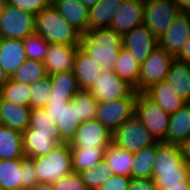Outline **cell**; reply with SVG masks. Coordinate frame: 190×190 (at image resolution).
<instances>
[{
	"label": "cell",
	"mask_w": 190,
	"mask_h": 190,
	"mask_svg": "<svg viewBox=\"0 0 190 190\" xmlns=\"http://www.w3.org/2000/svg\"><path fill=\"white\" fill-rule=\"evenodd\" d=\"M80 47L101 66L102 71L112 72L122 47V36L110 28L89 30L81 34Z\"/></svg>",
	"instance_id": "1"
},
{
	"label": "cell",
	"mask_w": 190,
	"mask_h": 190,
	"mask_svg": "<svg viewBox=\"0 0 190 190\" xmlns=\"http://www.w3.org/2000/svg\"><path fill=\"white\" fill-rule=\"evenodd\" d=\"M35 33L48 43L80 45L81 33L52 5L35 15Z\"/></svg>",
	"instance_id": "2"
},
{
	"label": "cell",
	"mask_w": 190,
	"mask_h": 190,
	"mask_svg": "<svg viewBox=\"0 0 190 190\" xmlns=\"http://www.w3.org/2000/svg\"><path fill=\"white\" fill-rule=\"evenodd\" d=\"M32 160L40 183L53 184L73 172L71 148L68 143L59 144L46 156Z\"/></svg>",
	"instance_id": "3"
},
{
	"label": "cell",
	"mask_w": 190,
	"mask_h": 190,
	"mask_svg": "<svg viewBox=\"0 0 190 190\" xmlns=\"http://www.w3.org/2000/svg\"><path fill=\"white\" fill-rule=\"evenodd\" d=\"M44 109L53 119L60 132L61 144H70L82 123L81 119L78 118L77 107H75L72 99L50 98Z\"/></svg>",
	"instance_id": "4"
},
{
	"label": "cell",
	"mask_w": 190,
	"mask_h": 190,
	"mask_svg": "<svg viewBox=\"0 0 190 190\" xmlns=\"http://www.w3.org/2000/svg\"><path fill=\"white\" fill-rule=\"evenodd\" d=\"M35 15L8 3L0 11V38L23 40L35 33Z\"/></svg>",
	"instance_id": "5"
},
{
	"label": "cell",
	"mask_w": 190,
	"mask_h": 190,
	"mask_svg": "<svg viewBox=\"0 0 190 190\" xmlns=\"http://www.w3.org/2000/svg\"><path fill=\"white\" fill-rule=\"evenodd\" d=\"M138 93L133 90L127 97L114 101L98 102L95 119L112 134L135 114Z\"/></svg>",
	"instance_id": "6"
},
{
	"label": "cell",
	"mask_w": 190,
	"mask_h": 190,
	"mask_svg": "<svg viewBox=\"0 0 190 190\" xmlns=\"http://www.w3.org/2000/svg\"><path fill=\"white\" fill-rule=\"evenodd\" d=\"M181 12L175 0H145L144 24L159 40Z\"/></svg>",
	"instance_id": "7"
},
{
	"label": "cell",
	"mask_w": 190,
	"mask_h": 190,
	"mask_svg": "<svg viewBox=\"0 0 190 190\" xmlns=\"http://www.w3.org/2000/svg\"><path fill=\"white\" fill-rule=\"evenodd\" d=\"M157 141L166 138L170 122L169 114L161 109L146 93H138L134 114Z\"/></svg>",
	"instance_id": "8"
},
{
	"label": "cell",
	"mask_w": 190,
	"mask_h": 190,
	"mask_svg": "<svg viewBox=\"0 0 190 190\" xmlns=\"http://www.w3.org/2000/svg\"><path fill=\"white\" fill-rule=\"evenodd\" d=\"M112 142L131 153H135L144 147L156 144L158 141L147 127L133 115L113 133Z\"/></svg>",
	"instance_id": "9"
},
{
	"label": "cell",
	"mask_w": 190,
	"mask_h": 190,
	"mask_svg": "<svg viewBox=\"0 0 190 190\" xmlns=\"http://www.w3.org/2000/svg\"><path fill=\"white\" fill-rule=\"evenodd\" d=\"M174 59L158 46L140 65L139 82L134 90L145 93L153 85L164 81Z\"/></svg>",
	"instance_id": "10"
},
{
	"label": "cell",
	"mask_w": 190,
	"mask_h": 190,
	"mask_svg": "<svg viewBox=\"0 0 190 190\" xmlns=\"http://www.w3.org/2000/svg\"><path fill=\"white\" fill-rule=\"evenodd\" d=\"M24 156L35 159L46 156L61 144V135L56 125L51 128L28 127L22 132Z\"/></svg>",
	"instance_id": "11"
},
{
	"label": "cell",
	"mask_w": 190,
	"mask_h": 190,
	"mask_svg": "<svg viewBox=\"0 0 190 190\" xmlns=\"http://www.w3.org/2000/svg\"><path fill=\"white\" fill-rule=\"evenodd\" d=\"M122 46L129 50L134 59L141 65L159 46V40L147 25L141 24L122 36Z\"/></svg>",
	"instance_id": "12"
},
{
	"label": "cell",
	"mask_w": 190,
	"mask_h": 190,
	"mask_svg": "<svg viewBox=\"0 0 190 190\" xmlns=\"http://www.w3.org/2000/svg\"><path fill=\"white\" fill-rule=\"evenodd\" d=\"M113 139V134L96 119L82 122L78 127L70 148H107Z\"/></svg>",
	"instance_id": "13"
},
{
	"label": "cell",
	"mask_w": 190,
	"mask_h": 190,
	"mask_svg": "<svg viewBox=\"0 0 190 190\" xmlns=\"http://www.w3.org/2000/svg\"><path fill=\"white\" fill-rule=\"evenodd\" d=\"M133 90L131 85L120 79L113 71H102L89 92L98 102H107L125 98Z\"/></svg>",
	"instance_id": "14"
},
{
	"label": "cell",
	"mask_w": 190,
	"mask_h": 190,
	"mask_svg": "<svg viewBox=\"0 0 190 190\" xmlns=\"http://www.w3.org/2000/svg\"><path fill=\"white\" fill-rule=\"evenodd\" d=\"M190 37V16L182 11L172 25L159 39V46L169 55L176 58Z\"/></svg>",
	"instance_id": "15"
},
{
	"label": "cell",
	"mask_w": 190,
	"mask_h": 190,
	"mask_svg": "<svg viewBox=\"0 0 190 190\" xmlns=\"http://www.w3.org/2000/svg\"><path fill=\"white\" fill-rule=\"evenodd\" d=\"M145 0H124L110 25V29L123 36L136 26L144 24Z\"/></svg>",
	"instance_id": "16"
},
{
	"label": "cell",
	"mask_w": 190,
	"mask_h": 190,
	"mask_svg": "<svg viewBox=\"0 0 190 190\" xmlns=\"http://www.w3.org/2000/svg\"><path fill=\"white\" fill-rule=\"evenodd\" d=\"M79 46L49 43L48 52L43 60L47 74L73 71L74 59Z\"/></svg>",
	"instance_id": "17"
},
{
	"label": "cell",
	"mask_w": 190,
	"mask_h": 190,
	"mask_svg": "<svg viewBox=\"0 0 190 190\" xmlns=\"http://www.w3.org/2000/svg\"><path fill=\"white\" fill-rule=\"evenodd\" d=\"M168 170H190L182 156L180 145L157 142L153 172Z\"/></svg>",
	"instance_id": "18"
},
{
	"label": "cell",
	"mask_w": 190,
	"mask_h": 190,
	"mask_svg": "<svg viewBox=\"0 0 190 190\" xmlns=\"http://www.w3.org/2000/svg\"><path fill=\"white\" fill-rule=\"evenodd\" d=\"M73 72L80 90H90L102 73L101 66L79 46L74 59Z\"/></svg>",
	"instance_id": "19"
},
{
	"label": "cell",
	"mask_w": 190,
	"mask_h": 190,
	"mask_svg": "<svg viewBox=\"0 0 190 190\" xmlns=\"http://www.w3.org/2000/svg\"><path fill=\"white\" fill-rule=\"evenodd\" d=\"M26 60L23 40L0 38V67L9 78Z\"/></svg>",
	"instance_id": "20"
},
{
	"label": "cell",
	"mask_w": 190,
	"mask_h": 190,
	"mask_svg": "<svg viewBox=\"0 0 190 190\" xmlns=\"http://www.w3.org/2000/svg\"><path fill=\"white\" fill-rule=\"evenodd\" d=\"M51 5L81 34L88 31L89 8L80 0H52Z\"/></svg>",
	"instance_id": "21"
},
{
	"label": "cell",
	"mask_w": 190,
	"mask_h": 190,
	"mask_svg": "<svg viewBox=\"0 0 190 190\" xmlns=\"http://www.w3.org/2000/svg\"><path fill=\"white\" fill-rule=\"evenodd\" d=\"M169 117L167 135L162 142L181 145L190 136V103H186Z\"/></svg>",
	"instance_id": "22"
},
{
	"label": "cell",
	"mask_w": 190,
	"mask_h": 190,
	"mask_svg": "<svg viewBox=\"0 0 190 190\" xmlns=\"http://www.w3.org/2000/svg\"><path fill=\"white\" fill-rule=\"evenodd\" d=\"M31 108L0 98V117L3 126L24 132L29 126Z\"/></svg>",
	"instance_id": "23"
},
{
	"label": "cell",
	"mask_w": 190,
	"mask_h": 190,
	"mask_svg": "<svg viewBox=\"0 0 190 190\" xmlns=\"http://www.w3.org/2000/svg\"><path fill=\"white\" fill-rule=\"evenodd\" d=\"M145 93L169 115L187 103L166 80L153 85Z\"/></svg>",
	"instance_id": "24"
},
{
	"label": "cell",
	"mask_w": 190,
	"mask_h": 190,
	"mask_svg": "<svg viewBox=\"0 0 190 190\" xmlns=\"http://www.w3.org/2000/svg\"><path fill=\"white\" fill-rule=\"evenodd\" d=\"M124 0H99L89 9L88 31L100 28H110L113 17Z\"/></svg>",
	"instance_id": "25"
},
{
	"label": "cell",
	"mask_w": 190,
	"mask_h": 190,
	"mask_svg": "<svg viewBox=\"0 0 190 190\" xmlns=\"http://www.w3.org/2000/svg\"><path fill=\"white\" fill-rule=\"evenodd\" d=\"M174 91L190 103V64L174 59L165 79Z\"/></svg>",
	"instance_id": "26"
},
{
	"label": "cell",
	"mask_w": 190,
	"mask_h": 190,
	"mask_svg": "<svg viewBox=\"0 0 190 190\" xmlns=\"http://www.w3.org/2000/svg\"><path fill=\"white\" fill-rule=\"evenodd\" d=\"M114 175L132 177L133 153L111 143L104 152V159Z\"/></svg>",
	"instance_id": "27"
},
{
	"label": "cell",
	"mask_w": 190,
	"mask_h": 190,
	"mask_svg": "<svg viewBox=\"0 0 190 190\" xmlns=\"http://www.w3.org/2000/svg\"><path fill=\"white\" fill-rule=\"evenodd\" d=\"M24 156L22 132L0 127V159L12 160L20 159Z\"/></svg>",
	"instance_id": "28"
},
{
	"label": "cell",
	"mask_w": 190,
	"mask_h": 190,
	"mask_svg": "<svg viewBox=\"0 0 190 190\" xmlns=\"http://www.w3.org/2000/svg\"><path fill=\"white\" fill-rule=\"evenodd\" d=\"M115 62L113 72L135 88L139 82L140 65L130 51L122 46Z\"/></svg>",
	"instance_id": "29"
},
{
	"label": "cell",
	"mask_w": 190,
	"mask_h": 190,
	"mask_svg": "<svg viewBox=\"0 0 190 190\" xmlns=\"http://www.w3.org/2000/svg\"><path fill=\"white\" fill-rule=\"evenodd\" d=\"M22 158L0 159V190H22Z\"/></svg>",
	"instance_id": "30"
},
{
	"label": "cell",
	"mask_w": 190,
	"mask_h": 190,
	"mask_svg": "<svg viewBox=\"0 0 190 190\" xmlns=\"http://www.w3.org/2000/svg\"><path fill=\"white\" fill-rule=\"evenodd\" d=\"M51 80V98L73 99L80 90L73 71L49 75Z\"/></svg>",
	"instance_id": "31"
},
{
	"label": "cell",
	"mask_w": 190,
	"mask_h": 190,
	"mask_svg": "<svg viewBox=\"0 0 190 190\" xmlns=\"http://www.w3.org/2000/svg\"><path fill=\"white\" fill-rule=\"evenodd\" d=\"M156 151L157 143L133 153V178H152Z\"/></svg>",
	"instance_id": "32"
},
{
	"label": "cell",
	"mask_w": 190,
	"mask_h": 190,
	"mask_svg": "<svg viewBox=\"0 0 190 190\" xmlns=\"http://www.w3.org/2000/svg\"><path fill=\"white\" fill-rule=\"evenodd\" d=\"M106 148H71L73 172L93 168L104 159Z\"/></svg>",
	"instance_id": "33"
},
{
	"label": "cell",
	"mask_w": 190,
	"mask_h": 190,
	"mask_svg": "<svg viewBox=\"0 0 190 190\" xmlns=\"http://www.w3.org/2000/svg\"><path fill=\"white\" fill-rule=\"evenodd\" d=\"M48 76L45 65L39 60L27 59L10 77L25 84H33L36 81L44 79Z\"/></svg>",
	"instance_id": "34"
},
{
	"label": "cell",
	"mask_w": 190,
	"mask_h": 190,
	"mask_svg": "<svg viewBox=\"0 0 190 190\" xmlns=\"http://www.w3.org/2000/svg\"><path fill=\"white\" fill-rule=\"evenodd\" d=\"M31 89L29 84H25L9 78L2 87L1 98L13 102L17 105L30 107Z\"/></svg>",
	"instance_id": "35"
},
{
	"label": "cell",
	"mask_w": 190,
	"mask_h": 190,
	"mask_svg": "<svg viewBox=\"0 0 190 190\" xmlns=\"http://www.w3.org/2000/svg\"><path fill=\"white\" fill-rule=\"evenodd\" d=\"M82 180L88 190H98L100 186L114 175L107 163L102 160L93 168L80 172Z\"/></svg>",
	"instance_id": "36"
},
{
	"label": "cell",
	"mask_w": 190,
	"mask_h": 190,
	"mask_svg": "<svg viewBox=\"0 0 190 190\" xmlns=\"http://www.w3.org/2000/svg\"><path fill=\"white\" fill-rule=\"evenodd\" d=\"M152 179L158 190H166V186L190 185V170L153 172Z\"/></svg>",
	"instance_id": "37"
},
{
	"label": "cell",
	"mask_w": 190,
	"mask_h": 190,
	"mask_svg": "<svg viewBox=\"0 0 190 190\" xmlns=\"http://www.w3.org/2000/svg\"><path fill=\"white\" fill-rule=\"evenodd\" d=\"M72 102L77 107L78 118L82 122L95 119L98 101L88 90H79L74 95Z\"/></svg>",
	"instance_id": "38"
},
{
	"label": "cell",
	"mask_w": 190,
	"mask_h": 190,
	"mask_svg": "<svg viewBox=\"0 0 190 190\" xmlns=\"http://www.w3.org/2000/svg\"><path fill=\"white\" fill-rule=\"evenodd\" d=\"M31 97L30 108H45L51 98V80L50 76H46L44 79L30 84Z\"/></svg>",
	"instance_id": "39"
},
{
	"label": "cell",
	"mask_w": 190,
	"mask_h": 190,
	"mask_svg": "<svg viewBox=\"0 0 190 190\" xmlns=\"http://www.w3.org/2000/svg\"><path fill=\"white\" fill-rule=\"evenodd\" d=\"M27 59L42 61L48 52L49 43L37 33L28 35L23 39Z\"/></svg>",
	"instance_id": "40"
},
{
	"label": "cell",
	"mask_w": 190,
	"mask_h": 190,
	"mask_svg": "<svg viewBox=\"0 0 190 190\" xmlns=\"http://www.w3.org/2000/svg\"><path fill=\"white\" fill-rule=\"evenodd\" d=\"M52 185L55 190H88L78 172H71Z\"/></svg>",
	"instance_id": "41"
},
{
	"label": "cell",
	"mask_w": 190,
	"mask_h": 190,
	"mask_svg": "<svg viewBox=\"0 0 190 190\" xmlns=\"http://www.w3.org/2000/svg\"><path fill=\"white\" fill-rule=\"evenodd\" d=\"M21 170L23 172L22 190H30L38 183L34 162L31 158L23 157Z\"/></svg>",
	"instance_id": "42"
},
{
	"label": "cell",
	"mask_w": 190,
	"mask_h": 190,
	"mask_svg": "<svg viewBox=\"0 0 190 190\" xmlns=\"http://www.w3.org/2000/svg\"><path fill=\"white\" fill-rule=\"evenodd\" d=\"M5 2L36 15L49 7L52 0H5Z\"/></svg>",
	"instance_id": "43"
},
{
	"label": "cell",
	"mask_w": 190,
	"mask_h": 190,
	"mask_svg": "<svg viewBox=\"0 0 190 190\" xmlns=\"http://www.w3.org/2000/svg\"><path fill=\"white\" fill-rule=\"evenodd\" d=\"M51 125L56 124L44 108L31 109L28 127L40 129L51 128Z\"/></svg>",
	"instance_id": "44"
},
{
	"label": "cell",
	"mask_w": 190,
	"mask_h": 190,
	"mask_svg": "<svg viewBox=\"0 0 190 190\" xmlns=\"http://www.w3.org/2000/svg\"><path fill=\"white\" fill-rule=\"evenodd\" d=\"M131 178L127 176L113 175L103 183L98 190H128Z\"/></svg>",
	"instance_id": "45"
},
{
	"label": "cell",
	"mask_w": 190,
	"mask_h": 190,
	"mask_svg": "<svg viewBox=\"0 0 190 190\" xmlns=\"http://www.w3.org/2000/svg\"><path fill=\"white\" fill-rule=\"evenodd\" d=\"M128 190H158V189L152 178L131 177Z\"/></svg>",
	"instance_id": "46"
},
{
	"label": "cell",
	"mask_w": 190,
	"mask_h": 190,
	"mask_svg": "<svg viewBox=\"0 0 190 190\" xmlns=\"http://www.w3.org/2000/svg\"><path fill=\"white\" fill-rule=\"evenodd\" d=\"M175 59L190 64V37L188 38L187 42L182 47L179 55Z\"/></svg>",
	"instance_id": "47"
},
{
	"label": "cell",
	"mask_w": 190,
	"mask_h": 190,
	"mask_svg": "<svg viewBox=\"0 0 190 190\" xmlns=\"http://www.w3.org/2000/svg\"><path fill=\"white\" fill-rule=\"evenodd\" d=\"M184 160L190 165V136L180 145Z\"/></svg>",
	"instance_id": "48"
},
{
	"label": "cell",
	"mask_w": 190,
	"mask_h": 190,
	"mask_svg": "<svg viewBox=\"0 0 190 190\" xmlns=\"http://www.w3.org/2000/svg\"><path fill=\"white\" fill-rule=\"evenodd\" d=\"M181 11L187 12L190 9V0H175Z\"/></svg>",
	"instance_id": "49"
},
{
	"label": "cell",
	"mask_w": 190,
	"mask_h": 190,
	"mask_svg": "<svg viewBox=\"0 0 190 190\" xmlns=\"http://www.w3.org/2000/svg\"><path fill=\"white\" fill-rule=\"evenodd\" d=\"M30 190H55V189L52 184L39 182L34 188Z\"/></svg>",
	"instance_id": "50"
},
{
	"label": "cell",
	"mask_w": 190,
	"mask_h": 190,
	"mask_svg": "<svg viewBox=\"0 0 190 190\" xmlns=\"http://www.w3.org/2000/svg\"><path fill=\"white\" fill-rule=\"evenodd\" d=\"M9 80V77L5 73V71L0 67V91L2 90V87L7 83Z\"/></svg>",
	"instance_id": "51"
},
{
	"label": "cell",
	"mask_w": 190,
	"mask_h": 190,
	"mask_svg": "<svg viewBox=\"0 0 190 190\" xmlns=\"http://www.w3.org/2000/svg\"><path fill=\"white\" fill-rule=\"evenodd\" d=\"M166 190H190V185L166 186Z\"/></svg>",
	"instance_id": "52"
},
{
	"label": "cell",
	"mask_w": 190,
	"mask_h": 190,
	"mask_svg": "<svg viewBox=\"0 0 190 190\" xmlns=\"http://www.w3.org/2000/svg\"><path fill=\"white\" fill-rule=\"evenodd\" d=\"M85 6H87L89 9L96 5L99 0H80Z\"/></svg>",
	"instance_id": "53"
},
{
	"label": "cell",
	"mask_w": 190,
	"mask_h": 190,
	"mask_svg": "<svg viewBox=\"0 0 190 190\" xmlns=\"http://www.w3.org/2000/svg\"><path fill=\"white\" fill-rule=\"evenodd\" d=\"M4 3H5V0H0V11H1Z\"/></svg>",
	"instance_id": "54"
}]
</instances>
